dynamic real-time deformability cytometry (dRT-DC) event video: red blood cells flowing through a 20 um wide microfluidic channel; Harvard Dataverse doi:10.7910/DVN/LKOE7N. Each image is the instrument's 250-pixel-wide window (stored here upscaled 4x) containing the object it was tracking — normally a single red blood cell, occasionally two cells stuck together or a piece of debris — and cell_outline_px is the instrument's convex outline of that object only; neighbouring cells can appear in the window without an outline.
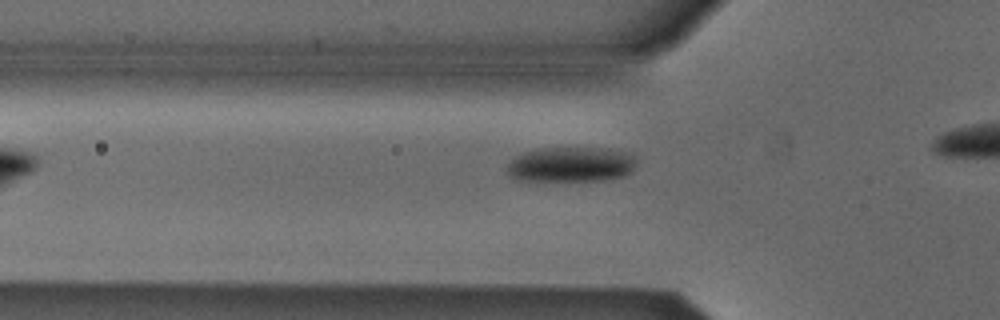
{"species": "Egyptian fruit bat (a non-hibernating species)", "species_latin": "Rousettus aegyptiacus", "temperature_condition": "cold", "stored_images_in_passage": 12, "camera_frame_rate_fps": 3000, "um_per_image_px": 0.085, "animal": {"sex": "male"}, "frame": {"image": 1, "passage_image": 3, "time_ms": 0.667, "image_size_px": [1000, 320], "cell_outline_px": [[636, 160], [632, 172], [624, 176], [604, 180], [516, 180], [508, 176], [504, 168], [516, 156], [524, 152], [540, 148], [608, 148], [628, 152]], "centroid_in_image_um": [48.51, 13.98], "position_along_channel_um": 77.3, "area_um2": 26.59}}
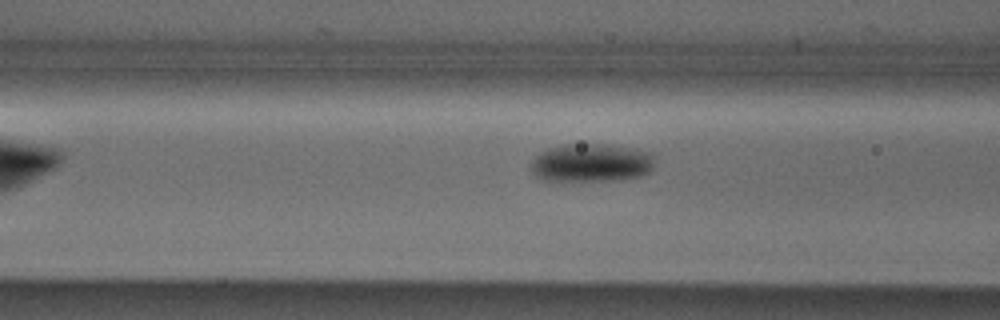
{"frame": {"image": 2, "passage_image": 6, "time_ms": 1.667, "image_size_px": [1000, 320], "cell_outline_px": [[652, 168], [648, 172], [640, 176], [620, 180], [544, 180], [536, 176], [528, 168], [532, 160], [540, 152], [548, 148], [564, 144], [612, 144], [652, 152]], "centroid_in_image_um": [50.23, 13.82], "position_along_channel_um": 116.4, "area_um2": 27.74}}
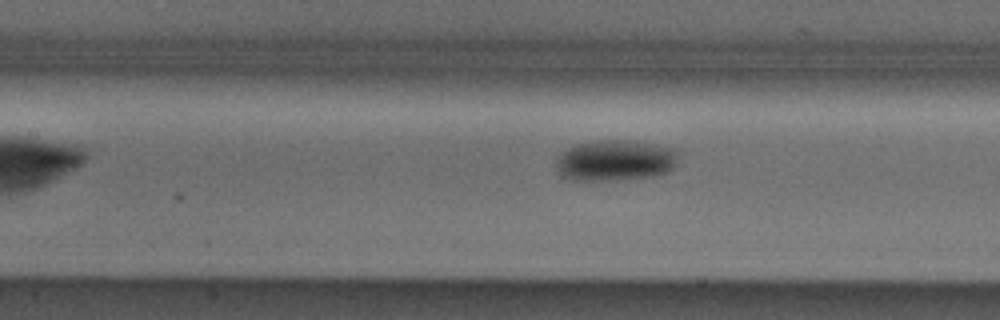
{"frame": {"image": 3, "passage_image": 9, "time_ms": 2.667, "image_size_px": [1000, 320], "cell_outline_px": [[676, 160], [672, 168], [668, 172], [652, 176], [608, 180], [576, 180], [564, 176], [556, 168], [556, 156], [560, 152], [576, 144], [592, 140], [628, 140], [672, 148], [676, 152]], "centroid_in_image_um": [52.23, 13.62], "position_along_channel_um": 155.2, "area_um2": 28.84}}